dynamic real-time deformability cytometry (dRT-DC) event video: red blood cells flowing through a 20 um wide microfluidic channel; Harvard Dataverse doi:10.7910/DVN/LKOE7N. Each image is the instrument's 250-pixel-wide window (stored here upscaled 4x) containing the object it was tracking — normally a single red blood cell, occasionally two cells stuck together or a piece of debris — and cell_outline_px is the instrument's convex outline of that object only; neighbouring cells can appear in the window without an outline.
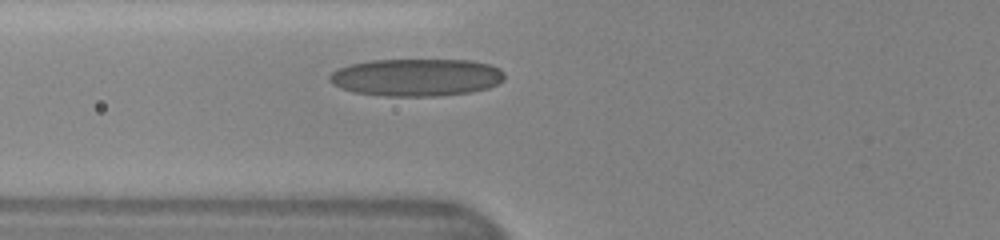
{"species": "human", "species_latin": "Homo sapiens", "temperature_condition": "cold", "stored_images_in_passage": 16, "camera_frame_rate_fps": 3000, "um_per_image_px": 0.085, "donor": {"sex": "female"}, "frame": {"image": 1, "passage_image": 3, "time_ms": 1.0, "image_size_px": [1000, 240], "cell_outline_px": [[504, 80], [488, 88], [472, 92], [440, 96], [384, 96], [352, 92], [340, 88], [332, 84], [328, 80], [328, 76], [332, 72], [340, 68], [352, 64], [372, 60], [468, 60], [488, 64], [500, 68], [504, 72]], "centroid_in_image_um": [35.39, 6.58], "position_along_channel_um": 90.4, "area_um2": 38.38}}
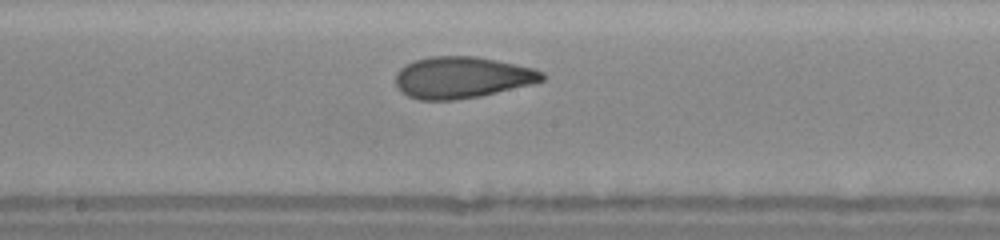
{"frame": {"image": 2, "passage_image": 11, "time_ms": 4.333, "image_size_px": [1000, 240], "cell_outline_px": [[544, 80], [532, 84], [480, 96], [456, 100], [420, 100], [408, 96], [396, 84], [396, 72], [400, 68], [416, 60], [428, 56], [476, 56], [496, 60], [532, 68], [544, 72]], "centroid_in_image_um": [39.27, 6.58], "position_along_channel_um": 208.9, "area_um2": 35.26}}
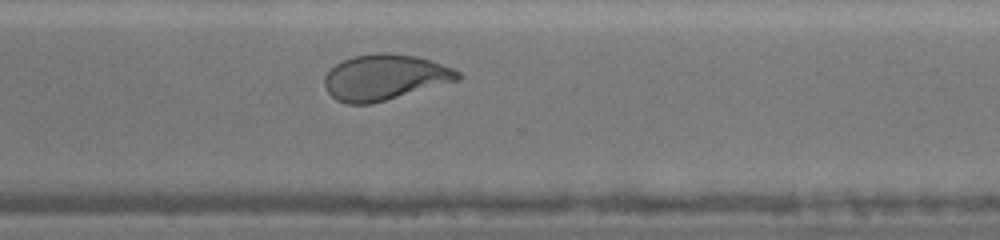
{"frame": {"image": 3, "passage_image": 16, "time_ms": 8.0, "image_size_px": [1000, 240], "cell_outline_px": [[460, 80], [372, 104], [348, 104], [336, 100], [328, 92], [324, 84], [324, 76], [336, 64], [344, 60], [356, 56], [376, 52], [388, 52], [416, 56], [452, 68], [460, 72]], "centroid_in_image_um": [32.7, 6.58], "position_along_channel_um": 337.9, "area_um2": 35.37}}